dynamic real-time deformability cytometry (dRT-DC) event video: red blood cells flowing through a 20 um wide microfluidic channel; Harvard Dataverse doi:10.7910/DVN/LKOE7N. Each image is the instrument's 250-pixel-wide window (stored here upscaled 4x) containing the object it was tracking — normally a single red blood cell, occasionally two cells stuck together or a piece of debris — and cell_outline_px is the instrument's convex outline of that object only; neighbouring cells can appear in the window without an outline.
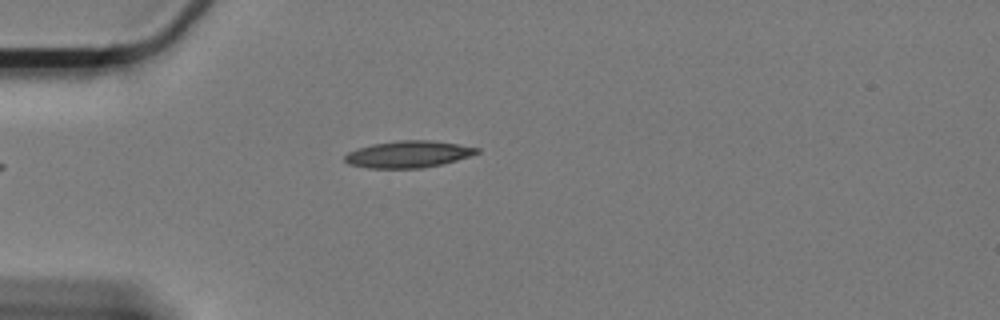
{"species": "Egyptian fruit bat (a non-hibernating species)", "species_latin": "Rousettus aegyptiacus", "temperature_condition": "cold", "stored_images_in_passage": 7, "camera_frame_rate_fps": 3000, "um_per_image_px": 0.085, "animal": {"sex": "female"}, "frame": {"image": 1, "passage_image": 1, "time_ms": 0.0, "image_size_px": [1000, 320], "cell_outline_px": [[480, 152], [444, 164], [420, 168], [368, 168], [348, 164], [344, 160], [344, 156], [348, 152], [372, 144], [400, 140], [428, 140], [456, 144], [480, 148]], "centroid_in_image_um": [34.69, 13.11], "position_along_channel_um": 50.3, "area_um2": 20.46}}